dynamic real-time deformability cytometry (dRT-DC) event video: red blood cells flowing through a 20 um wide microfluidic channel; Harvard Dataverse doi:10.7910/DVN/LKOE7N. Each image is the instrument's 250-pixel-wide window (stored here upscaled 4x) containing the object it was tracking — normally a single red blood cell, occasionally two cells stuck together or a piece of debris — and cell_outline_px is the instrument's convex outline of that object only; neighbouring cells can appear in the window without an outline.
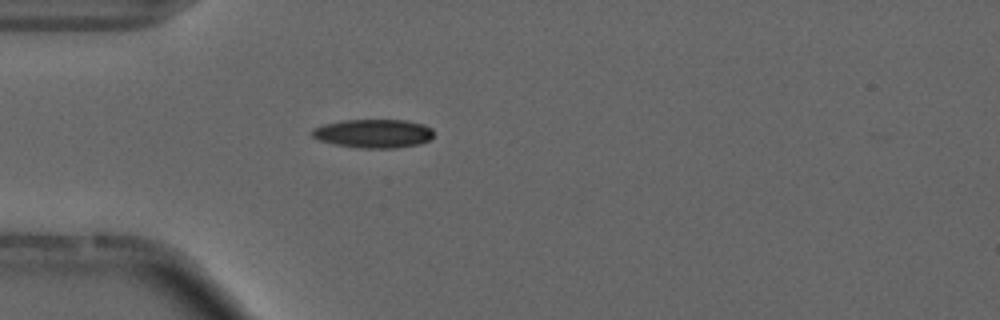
{"species": "common noctule bat (a hibernating species)", "species_latin": "Nyctalus noctula", "temperature_condition": "cold", "stored_images_in_passage": 28, "camera_frame_rate_fps": 3000, "um_per_image_px": 0.085, "animal": {"sex": "male", "forearm_length_mm": 52.5}, "frame": {"image": 1, "passage_image": 1, "time_ms": 0.0, "image_size_px": [1000, 320], "cell_outline_px": [[432, 136], [428, 140], [420, 144], [396, 148], [360, 148], [332, 144], [320, 140], [312, 136], [312, 128], [324, 124], [344, 120], [408, 120], [424, 124], [432, 128]], "centroid_in_image_um": [31.75, 11.35], "position_along_channel_um": 53.3, "area_um2": 20.4}, "authors_computed_cell_mechanics": {"area_um2": 19.7676, "velocity_mm_per_s": 3.7192, "shape_relaxation_time_tau1_ms": 7.3659, "shape_relaxation_time_tau2_ms": null, "deformation_change_tau1": 0.1572, "deformation_change_tau2": null}}